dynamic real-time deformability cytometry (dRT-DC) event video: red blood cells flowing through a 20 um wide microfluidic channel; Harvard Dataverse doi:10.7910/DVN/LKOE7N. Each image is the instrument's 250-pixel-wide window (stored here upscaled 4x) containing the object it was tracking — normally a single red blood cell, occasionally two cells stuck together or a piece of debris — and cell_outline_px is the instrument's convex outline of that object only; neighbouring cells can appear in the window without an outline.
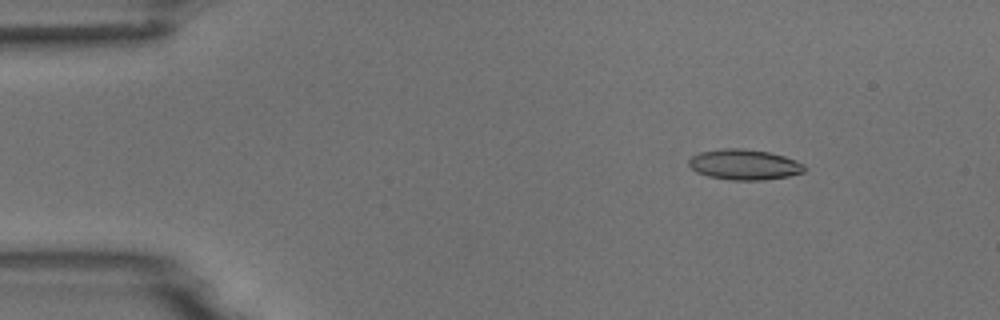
{"species": "common noctule bat (a hibernating species)", "species_latin": "Nyctalus noctula", "temperature_condition": "room temperature", "stored_images_in_passage": 4, "camera_frame_rate_fps": 3000, "um_per_image_px": 0.085, "animal": {"sex": "male", "body_mass_g": 18.8}, "frame": {"image": 1, "passage_image": 2, "time_ms": 1.333, "image_size_px": [1000, 320], "cell_outline_px": [[804, 172], [788, 176], [764, 180], [732, 180], [708, 176], [696, 172], [688, 164], [688, 160], [692, 156], [700, 152], [724, 148], [744, 148], [768, 152], [784, 156], [796, 160], [804, 164]], "centroid_in_image_um": [63.26, 13.99], "position_along_channel_um": 21.7, "area_um2": 20.52}}
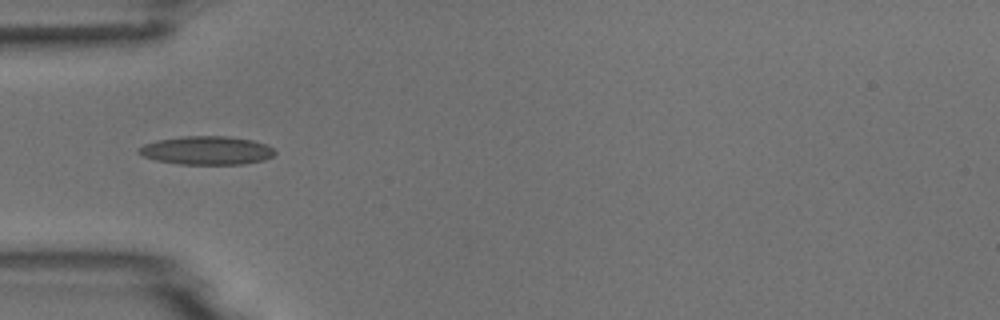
{"frame": {"image": 2, "passage_image": 4, "time_ms": 4.667, "image_size_px": [1000, 320], "cell_outline_px": [[276, 152], [272, 156], [264, 160], [244, 164], [180, 164], [156, 160], [144, 156], [136, 152], [136, 148], [144, 144], [156, 140], [180, 136], [228, 136], [252, 140], [268, 144]], "centroid_in_image_um": [17.55, 12.78], "position_along_channel_um": 67.4, "area_um2": 22.77}}